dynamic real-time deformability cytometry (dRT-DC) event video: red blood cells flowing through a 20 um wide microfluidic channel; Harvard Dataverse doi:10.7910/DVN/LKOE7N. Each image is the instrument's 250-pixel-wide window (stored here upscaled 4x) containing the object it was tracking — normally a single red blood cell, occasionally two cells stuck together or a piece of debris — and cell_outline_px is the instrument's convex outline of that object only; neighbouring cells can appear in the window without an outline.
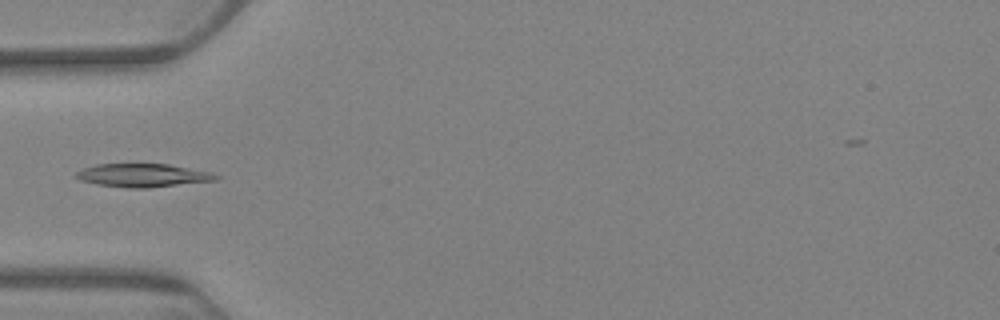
{"species": "Egyptian fruit bat (a non-hibernating species)", "species_latin": "Rousettus aegyptiacus", "temperature_condition": "warm", "stored_images_in_passage": 12, "camera_frame_rate_fps": 3000, "um_per_image_px": 0.085, "animal": {"sex": "female"}, "frame": {"image": 1, "passage_image": 6, "time_ms": 6.667, "image_size_px": [1000, 320], "cell_outline_px": [[220, 176], [216, 180], [148, 188], [128, 188], [96, 184], [80, 180], [72, 176], [76, 172], [84, 168], [96, 164], [168, 164], [212, 172]], "centroid_in_image_um": [12.11, 14.9], "position_along_channel_um": 72.9, "area_um2": 19.02}}
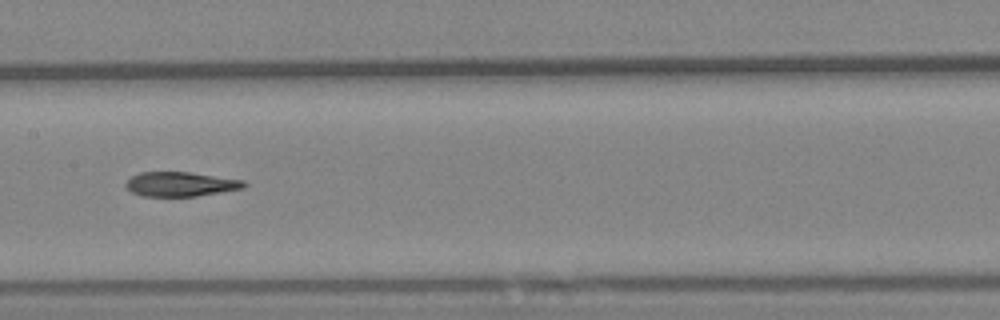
{"frame": {"image": 2, "passage_image": 9, "time_ms": 10.333, "image_size_px": [1000, 320], "cell_outline_px": [[248, 184], [244, 188], [196, 196], [140, 196], [132, 192], [124, 184], [132, 176], [140, 172], [188, 172], [244, 180]], "centroid_in_image_um": [15.35, 15.65], "position_along_channel_um": 192.0, "area_um2": 16.76}}
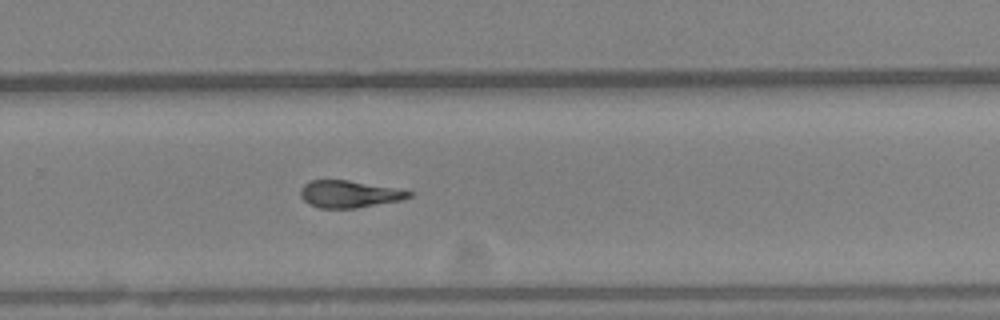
{"frame": {"image": 3, "passage_image": 12, "time_ms": 13.667, "image_size_px": [1000, 320], "cell_outline_px": [[412, 196], [400, 200], [356, 208], [320, 208], [308, 204], [300, 196], [300, 188], [304, 184], [312, 180], [348, 180], [392, 188], [412, 192]], "centroid_in_image_um": [29.61, 16.5], "position_along_channel_um": 300.2, "area_um2": 16.88}}